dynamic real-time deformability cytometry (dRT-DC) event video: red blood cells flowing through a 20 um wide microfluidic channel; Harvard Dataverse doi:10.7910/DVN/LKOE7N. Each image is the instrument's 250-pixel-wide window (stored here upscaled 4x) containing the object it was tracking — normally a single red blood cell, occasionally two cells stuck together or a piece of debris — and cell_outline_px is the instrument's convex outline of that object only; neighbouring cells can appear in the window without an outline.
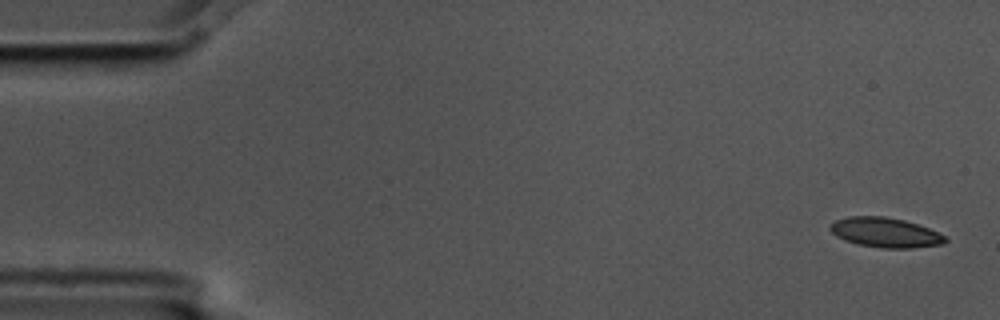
{"species": "common noctule bat (a hibernating species)", "species_latin": "Nyctalus noctula", "temperature_condition": "cold", "stored_images_in_passage": 4, "camera_frame_rate_fps": 3000, "um_per_image_px": 0.085, "animal": {"sex": "male", "body_mass_g": 17.5, "forearm_length_mm": 52.3}, "frame": {"image": 1, "passage_image": 1, "time_ms": 0.0, "image_size_px": [1000, 320], "cell_outline_px": [[948, 240], [944, 244], [912, 248], [880, 248], [856, 244], [844, 240], [836, 236], [828, 228], [836, 220], [848, 216], [884, 216], [904, 220], [928, 228], [944, 236]], "centroid_in_image_um": [75.23, 19.77], "position_along_channel_um": 9.8, "area_um2": 19.94}}
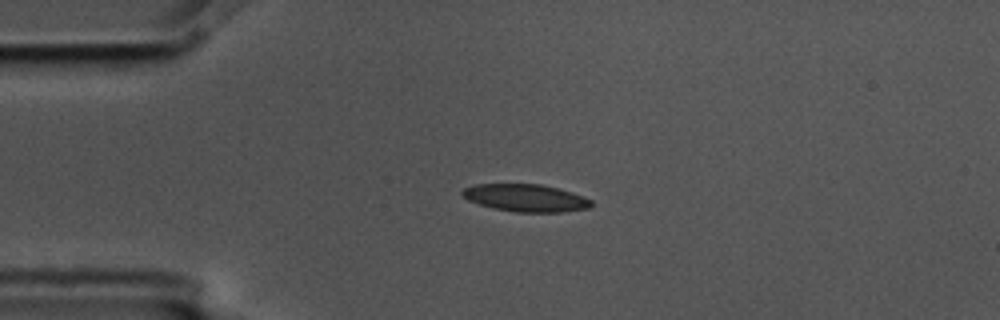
{"frame": {"image": 2, "passage_image": 3, "time_ms": 0.667, "image_size_px": [1000, 320], "cell_outline_px": [[592, 204], [588, 208], [560, 212], [516, 212], [492, 208], [468, 200], [460, 192], [464, 188], [476, 184], [540, 184], [560, 188], [584, 196], [592, 200]], "centroid_in_image_um": [44.7, 16.82], "position_along_channel_um": 40.3, "area_um2": 20.63}}